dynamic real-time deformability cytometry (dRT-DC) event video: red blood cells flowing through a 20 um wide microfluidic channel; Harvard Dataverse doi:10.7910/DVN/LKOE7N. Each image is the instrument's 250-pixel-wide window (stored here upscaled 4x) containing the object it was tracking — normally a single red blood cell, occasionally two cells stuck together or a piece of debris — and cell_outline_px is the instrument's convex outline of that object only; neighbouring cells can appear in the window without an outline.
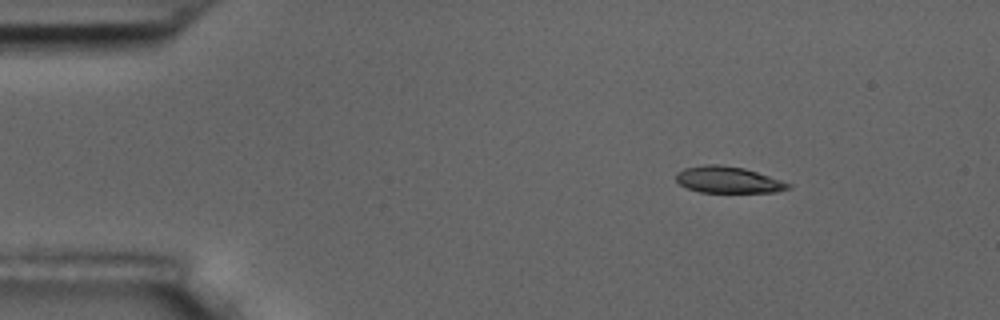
{"species": "common noctule bat (a hibernating species)", "species_latin": "Nyctalus noctula", "temperature_condition": "room temperature", "stored_images_in_passage": 5, "camera_frame_rate_fps": 3000, "um_per_image_px": 0.085, "animal": {"sex": "male", "body_mass_g": 17.5, "forearm_length_mm": 52.3}, "frame": {"image": 1, "passage_image": 3, "time_ms": 2.333, "image_size_px": [1000, 320], "cell_outline_px": [[792, 188], [776, 192], [700, 192], [688, 188], [680, 184], [676, 180], [676, 172], [684, 168], [704, 164], [720, 164], [744, 168], [792, 184]], "centroid_in_image_um": [61.88, 15.28], "position_along_channel_um": 23.1, "area_um2": 17.28}}